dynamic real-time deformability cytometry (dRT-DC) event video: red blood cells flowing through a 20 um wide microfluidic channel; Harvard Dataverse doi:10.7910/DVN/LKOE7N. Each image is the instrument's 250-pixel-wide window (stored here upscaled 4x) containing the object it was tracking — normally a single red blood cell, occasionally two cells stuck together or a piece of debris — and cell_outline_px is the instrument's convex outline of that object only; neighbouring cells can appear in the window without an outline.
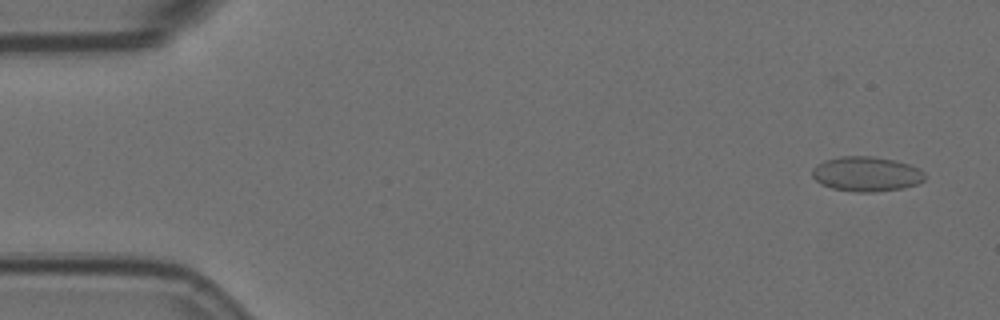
{"species": "Egyptian fruit bat (a non-hibernating species)", "species_latin": "Rousettus aegyptiacus", "temperature_condition": "room temperature", "stored_images_in_passage": 4, "camera_frame_rate_fps": 3000, "um_per_image_px": 0.085, "animal": {"sex": "female"}, "frame": {"image": 1, "passage_image": 1, "time_ms": 0.0, "image_size_px": [1000, 320], "cell_outline_px": [[924, 180], [916, 184], [900, 188], [872, 192], [856, 192], [832, 188], [820, 184], [812, 176], [812, 168], [824, 160], [840, 156], [872, 156], [896, 160], [920, 168], [924, 172]], "centroid_in_image_um": [73.62, 14.78], "position_along_channel_um": 11.4, "area_um2": 22.83}}
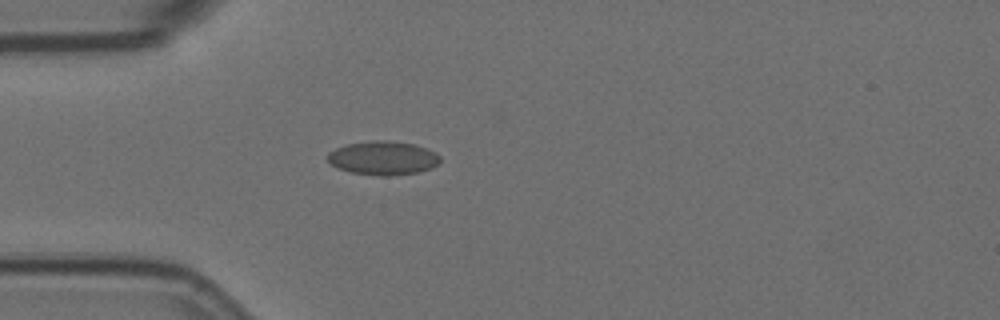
{"frame": {"image": 2, "passage_image": 4, "time_ms": 1.0, "image_size_px": [1000, 320], "cell_outline_px": [[440, 164], [432, 168], [416, 172], [388, 176], [380, 176], [352, 172], [336, 168], [328, 160], [328, 152], [336, 148], [348, 144], [372, 140], [388, 140], [412, 144], [428, 148], [436, 152], [440, 156]], "centroid_in_image_um": [32.59, 13.43], "position_along_channel_um": 52.4, "area_um2": 22.2}}